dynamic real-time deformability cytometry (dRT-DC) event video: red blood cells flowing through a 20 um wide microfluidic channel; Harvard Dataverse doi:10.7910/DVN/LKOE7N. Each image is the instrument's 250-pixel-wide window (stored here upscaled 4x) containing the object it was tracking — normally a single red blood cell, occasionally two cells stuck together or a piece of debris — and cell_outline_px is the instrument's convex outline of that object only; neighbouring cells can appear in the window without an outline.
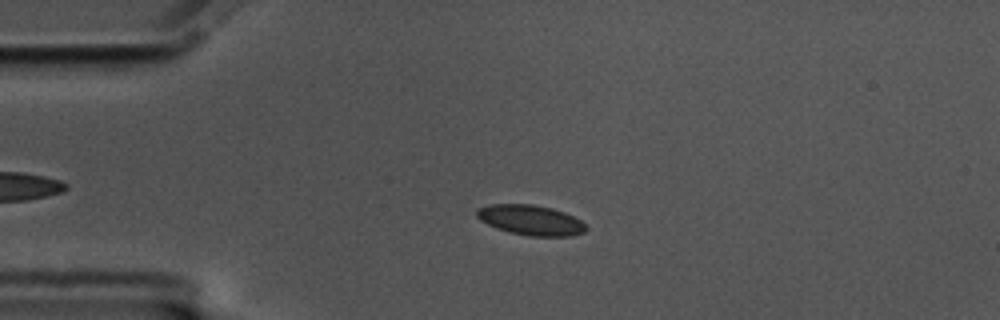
{"species": "common noctule bat (a hibernating species)", "species_latin": "Nyctalus noctula", "temperature_condition": "cold", "stored_images_in_passage": 37, "camera_frame_rate_fps": 3000, "um_per_image_px": 0.085, "animal": {"sex": "male", "body_mass_g": 17.5, "forearm_length_mm": 52.3}, "frame": {"image": 1, "passage_image": 1, "time_ms": 0.0, "image_size_px": [1000, 320], "cell_outline_px": [[588, 228], [584, 232], [572, 236], [528, 236], [496, 228], [480, 220], [476, 216], [476, 208], [492, 204], [532, 204], [552, 208], [564, 212], [580, 220]], "centroid_in_image_um": [45.1, 18.7], "position_along_channel_um": 39.9, "area_um2": 19.13}}
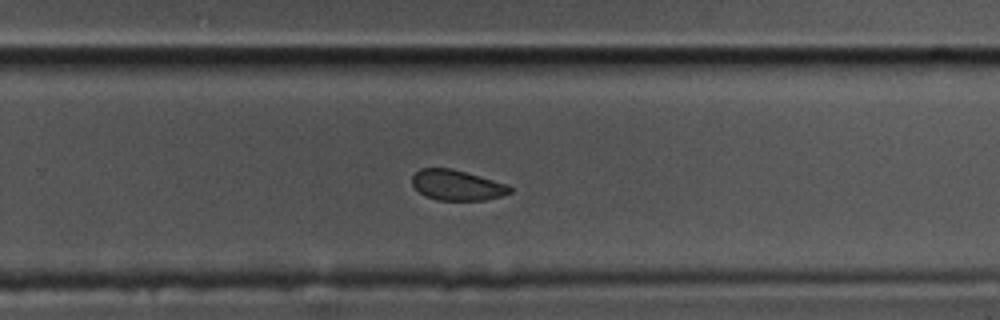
{"frame": {"image": 2, "passage_image": 25, "time_ms": 8.0, "image_size_px": [1000, 320], "cell_outline_px": [[512, 192], [500, 196], [484, 200], [436, 200], [424, 196], [412, 184], [412, 176], [420, 168], [452, 168], [508, 184], [512, 188]], "centroid_in_image_um": [38.84, 15.74], "position_along_channel_um": 291.0, "area_um2": 17.34}}
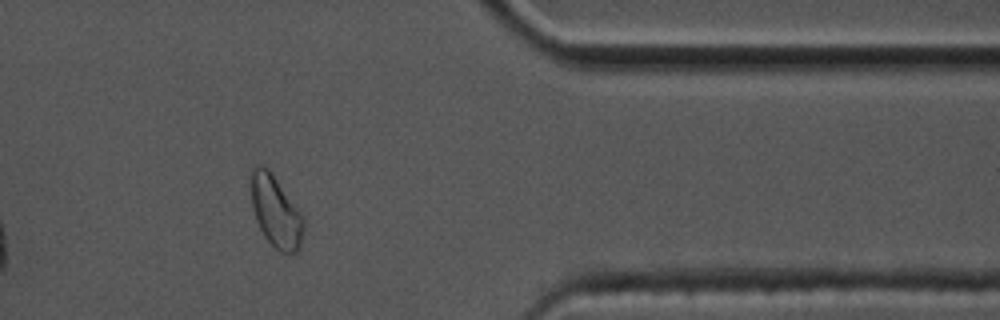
{"frame": {"image": 3, "passage_image": 35, "time_ms": 11.333, "image_size_px": [1000, 320], "cell_outline_px": [[304, 228], [300, 248], [296, 252], [288, 256], [280, 252], [264, 236], [256, 220], [252, 204], [252, 164], [260, 164], [268, 168], [272, 172], [304, 216]], "centroid_in_image_um": [23.47, 17.99], "position_along_channel_um": 387.9, "area_um2": 22.14}, "authors_computed_cell_mechanics": {"area_um2": 18.785, "velocity_mm_per_s": 3.4762, "shape_relaxation_time_tau1_ms": 4.8692, "shape_relaxation_time_tau2_ms": 2.309, "deformation_change_tau1": 0.0655, "deformation_change_tau2": 0.0731}}